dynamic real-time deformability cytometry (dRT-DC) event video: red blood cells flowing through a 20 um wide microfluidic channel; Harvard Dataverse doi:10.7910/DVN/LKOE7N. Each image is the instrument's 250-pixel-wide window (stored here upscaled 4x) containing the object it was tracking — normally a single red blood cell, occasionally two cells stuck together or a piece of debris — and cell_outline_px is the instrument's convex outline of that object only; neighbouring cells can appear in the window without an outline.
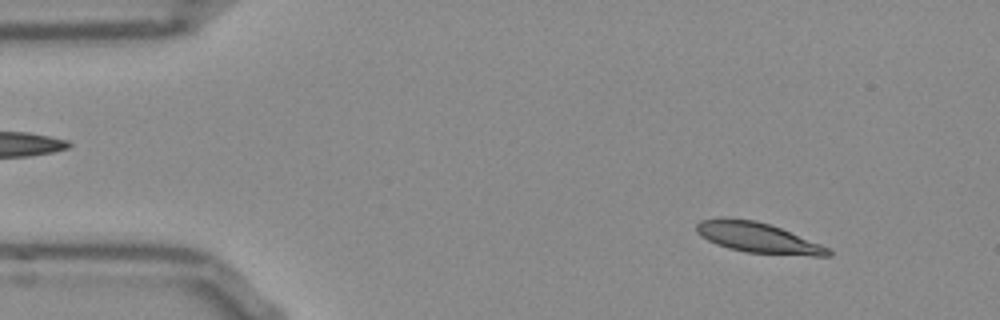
{"species": "Egyptian fruit bat (a non-hibernating species)", "species_latin": "Rousettus aegyptiacus", "temperature_condition": "room temperature", "stored_images_in_passage": 52, "camera_frame_rate_fps": 3000, "um_per_image_px": 0.085, "frame": {"image": 1, "passage_image": 5, "time_ms": 1.333, "image_size_px": [1000, 320], "cell_outline_px": [[832, 256], [812, 256], [744, 252], [728, 248], [716, 244], [708, 240], [696, 232], [696, 224], [700, 220], [720, 216], [724, 216], [756, 220], [780, 228], [820, 244], [828, 248], [832, 252]], "centroid_in_image_um": [64.36, 20.18], "position_along_channel_um": 20.6, "area_um2": 23.41}}
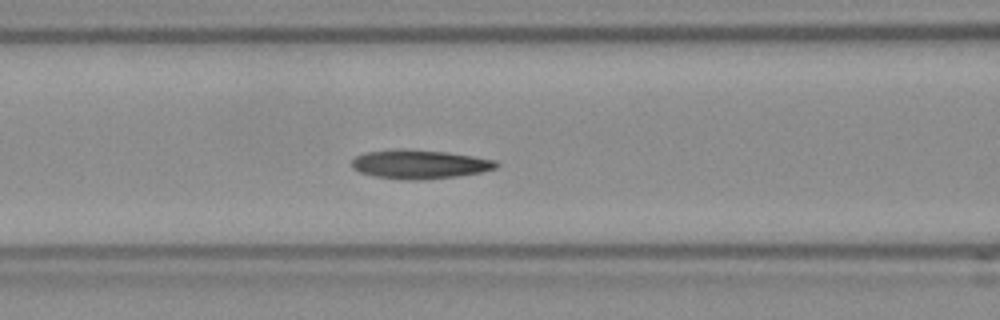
{"frame": {"image": 2, "passage_image": 20, "time_ms": 6.333, "image_size_px": [1000, 320], "cell_outline_px": [[500, 164], [496, 168], [480, 172], [456, 176], [420, 180], [408, 180], [376, 176], [360, 172], [352, 168], [352, 160], [356, 156], [364, 152], [396, 148], [400, 148], [448, 152], [496, 160]], "centroid_in_image_um": [35.65, 13.94], "position_along_channel_um": 130.9, "area_um2": 24.39}}
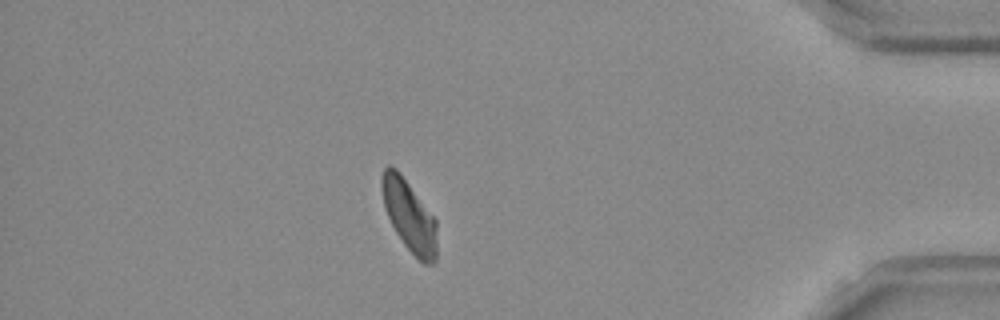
{"frame": {"image": 3, "passage_image": 45, "time_ms": 14.667, "image_size_px": [1000, 320], "cell_outline_px": [[436, 260], [432, 264], [424, 264], [404, 244], [396, 232], [384, 208], [380, 188], [380, 176], [384, 168], [388, 164], [396, 168], [400, 172], [436, 220]], "centroid_in_image_um": [34.75, 18.29], "position_along_channel_um": 400.5, "area_um2": 22.83}, "authors_computed_cell_mechanics": {"area_um2": 23.3512, "velocity_mm_per_s": 3.7602, "shape_relaxation_time_tau1_ms": 8.229, "shape_relaxation_time_tau2_ms": 5.9254, "deformation_change_tau1": 0.1774, "deformation_change_tau2": 0.1176}}